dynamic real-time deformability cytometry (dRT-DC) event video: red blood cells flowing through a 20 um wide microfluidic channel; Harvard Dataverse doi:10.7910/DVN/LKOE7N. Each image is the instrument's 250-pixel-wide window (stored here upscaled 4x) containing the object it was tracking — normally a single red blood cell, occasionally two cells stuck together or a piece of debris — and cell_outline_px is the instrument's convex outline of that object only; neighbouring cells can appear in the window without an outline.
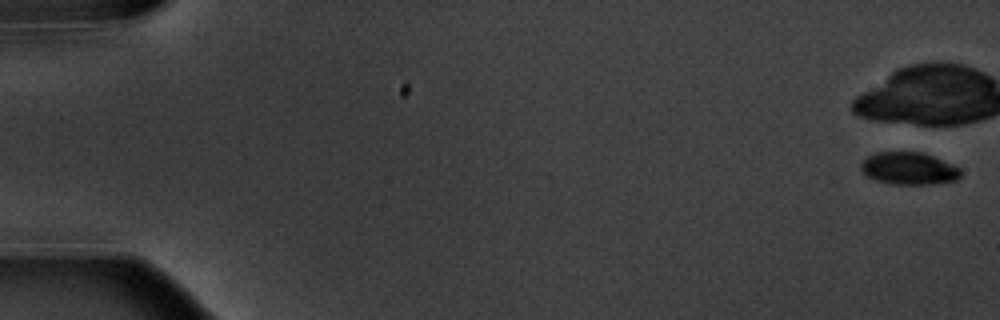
{"species": "common noctule bat (a hibernating species)", "species_latin": "Nyctalus noctula", "temperature_condition": "warm", "stored_images_in_passage": 5, "camera_frame_rate_fps": 3000, "um_per_image_px": 0.085, "animal": {"sex": "male", "body_mass_g": 20.1, "forearm_length_mm": 53.5}, "frame": {"image": 1, "passage_image": 1, "time_ms": 0.0, "image_size_px": [1000, 320], "cell_outline_px": [[960, 176], [956, 180], [932, 184], [892, 184], [876, 180], [868, 176], [860, 168], [860, 164], [868, 156], [876, 152], [924, 152], [960, 168]], "centroid_in_image_um": [77.25, 14.31], "position_along_channel_um": 7.8, "area_um2": 18.67}}